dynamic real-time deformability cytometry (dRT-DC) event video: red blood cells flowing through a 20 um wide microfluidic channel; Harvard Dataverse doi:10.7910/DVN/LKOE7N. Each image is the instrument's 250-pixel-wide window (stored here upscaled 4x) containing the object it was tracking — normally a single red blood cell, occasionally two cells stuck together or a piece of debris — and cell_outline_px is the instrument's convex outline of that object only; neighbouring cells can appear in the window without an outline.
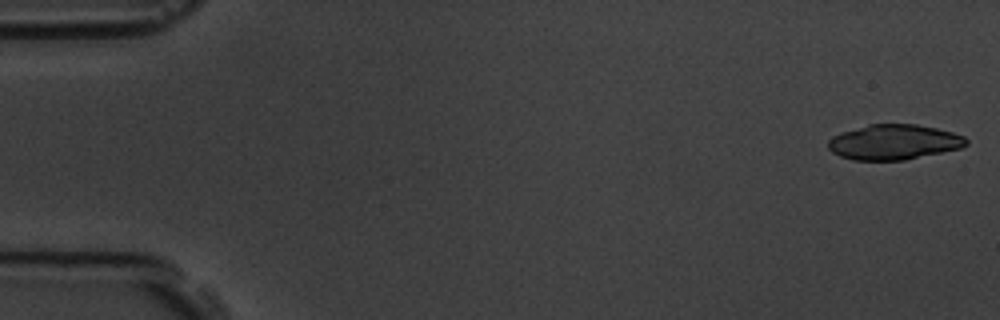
{"species": "common noctule bat (a hibernating species)", "species_latin": "Nyctalus noctula", "temperature_condition": "room temperature", "stored_images_in_passage": 55, "segment_of_instrument_passage": [1, 2], "camera_frame_rate_fps": 3000, "um_per_image_px": 0.085, "animal": {"sex": "male", "body_mass_g": 19.5, "forearm_length_mm": 54.6}, "frame": {"image": 1, "passage_image": 1, "time_ms": 0.0, "image_size_px": [1000, 320], "cell_outline_px": [[968, 140], [964, 144], [956, 148], [900, 160], [856, 160], [844, 156], [836, 152], [828, 144], [836, 136], [844, 132], [872, 124], [912, 124], [932, 128], [948, 132], [960, 136]], "centroid_in_image_um": [75.96, 12.07], "position_along_channel_um": 9.0, "area_um2": 26.47}}
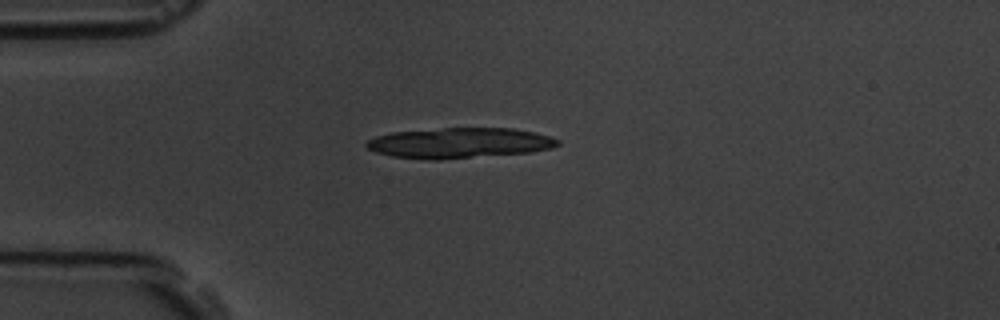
{"frame": {"image": 2, "passage_image": 14, "time_ms": 4.333, "image_size_px": [1000, 320], "cell_outline_px": [[556, 144], [548, 148], [524, 152], [468, 156], [396, 156], [380, 152], [368, 148], [368, 140], [380, 136], [396, 132], [448, 128], [504, 128], [528, 132], [544, 136], [556, 140]], "centroid_in_image_um": [39.03, 12.1], "position_along_channel_um": 46.0, "area_um2": 30.63}}